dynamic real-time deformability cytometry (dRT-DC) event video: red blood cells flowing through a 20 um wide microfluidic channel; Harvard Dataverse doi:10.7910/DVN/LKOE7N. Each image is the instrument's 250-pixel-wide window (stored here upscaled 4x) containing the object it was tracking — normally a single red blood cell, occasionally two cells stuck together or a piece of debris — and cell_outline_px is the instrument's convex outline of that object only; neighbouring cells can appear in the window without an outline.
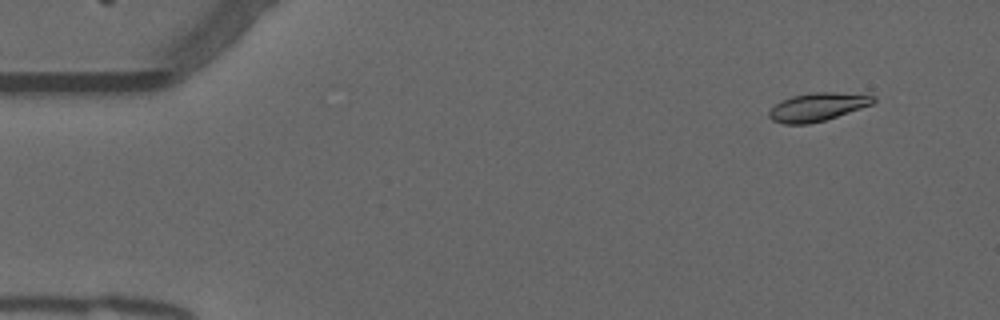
{"species": "common noctule bat (a hibernating species)", "species_latin": "Nyctalus noctula", "temperature_condition": "warm", "stored_images_in_passage": 10, "camera_frame_rate_fps": 3000, "um_per_image_px": 0.085, "animal": {"sex": "male", "forearm_length_mm": 52.5}, "frame": {"image": 1, "passage_image": 5, "time_ms": 1.333, "image_size_px": [1000, 320], "cell_outline_px": [[876, 100], [872, 104], [824, 120], [808, 124], [784, 124], [772, 120], [768, 116], [768, 112], [780, 100], [792, 96], [812, 92], [836, 92], [876, 96]], "centroid_in_image_um": [69.45, 9.08], "position_along_channel_um": 15.6, "area_um2": 16.99}}